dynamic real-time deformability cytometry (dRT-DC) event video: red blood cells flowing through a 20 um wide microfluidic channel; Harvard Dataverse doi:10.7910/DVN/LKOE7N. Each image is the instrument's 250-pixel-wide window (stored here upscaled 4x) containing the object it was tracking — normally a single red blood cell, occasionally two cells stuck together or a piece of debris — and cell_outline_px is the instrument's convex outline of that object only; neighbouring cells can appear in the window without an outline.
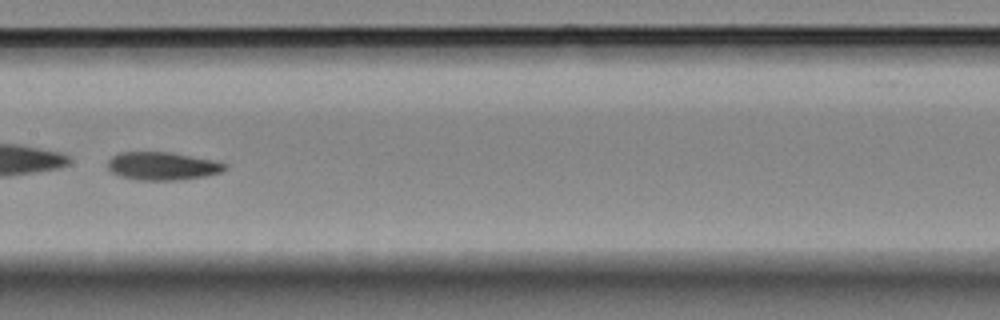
{"species": "Egyptian fruit bat (a non-hibernating species)", "species_latin": "Rousettus aegyptiacus", "temperature_condition": "room temperature", "stored_images_in_passage": 10, "camera_frame_rate_fps": 3000, "um_per_image_px": 0.085, "animal": {"sex": "female"}, "frame": {"image": 1, "passage_image": 9, "time_ms": 9.333, "image_size_px": [1000, 320], "cell_outline_px": [[228, 168], [220, 172], [204, 176], [180, 180], [136, 180], [120, 176], [112, 172], [108, 168], [108, 160], [112, 156], [120, 152], [172, 152], [212, 160], [228, 164]], "centroid_in_image_um": [13.8, 14.11], "position_along_channel_um": 193.6, "area_um2": 19.19}}
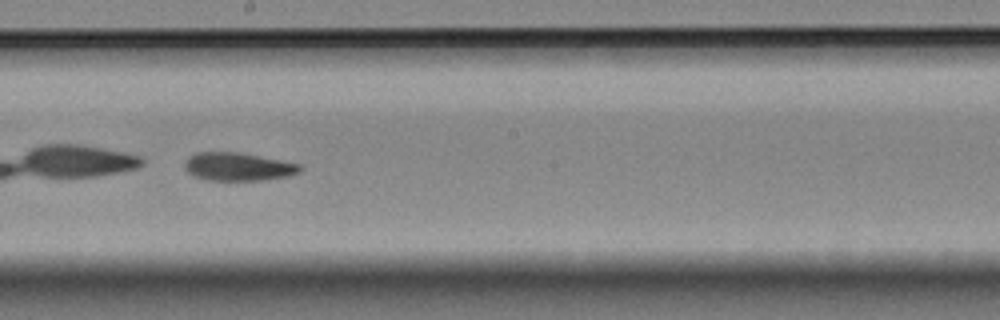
{"frame": {"image": 2, "passage_image": 10, "time_ms": 10.333, "image_size_px": [1000, 320], "cell_outline_px": [[304, 168], [300, 172], [288, 176], [264, 180], [208, 180], [196, 176], [188, 172], [184, 164], [196, 152], [236, 152], [280, 160], [300, 164]], "centroid_in_image_um": [20.29, 14.17], "position_along_channel_um": 227.9, "area_um2": 18.61}}